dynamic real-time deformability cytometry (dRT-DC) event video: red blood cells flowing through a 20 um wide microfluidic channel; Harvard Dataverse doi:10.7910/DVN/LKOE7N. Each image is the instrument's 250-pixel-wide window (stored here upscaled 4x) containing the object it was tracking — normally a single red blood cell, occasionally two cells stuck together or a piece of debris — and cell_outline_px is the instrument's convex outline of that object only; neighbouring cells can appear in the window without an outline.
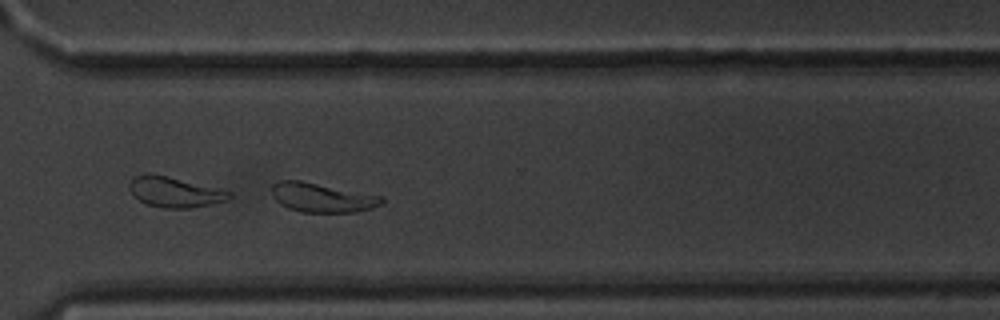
{"species": "common noctule bat (a hibernating species)", "species_latin": "Nyctalus noctula", "temperature_condition": "warm", "stored_images_in_passage": 41, "camera_frame_rate_fps": 3000, "um_per_image_px": 0.085, "animal": {"sex": "male", "body_mass_g": 20.1, "forearm_length_mm": 53.5}, "frame": {"image": 1, "passage_image": 26, "time_ms": 8.333, "image_size_px": [1000, 320], "cell_outline_px": [[384, 204], [372, 208], [352, 212], [300, 212], [288, 208], [280, 204], [272, 196], [272, 184], [280, 180], [300, 180], [384, 196]], "centroid_in_image_um": [27.39, 16.79], "position_along_channel_um": 343.2, "area_um2": 18.9}}